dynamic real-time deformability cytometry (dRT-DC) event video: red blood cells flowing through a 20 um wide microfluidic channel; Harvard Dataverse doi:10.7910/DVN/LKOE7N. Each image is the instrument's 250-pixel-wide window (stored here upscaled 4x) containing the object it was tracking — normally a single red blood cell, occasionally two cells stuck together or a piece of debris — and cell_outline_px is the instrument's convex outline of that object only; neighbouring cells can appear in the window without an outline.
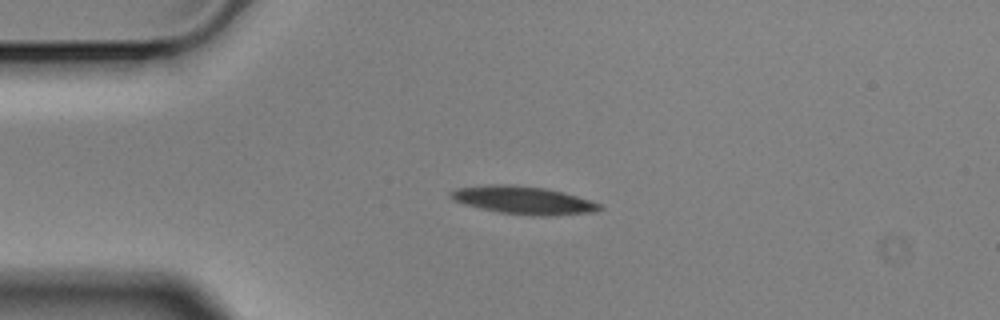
{"species": "Egyptian fruit bat (a non-hibernating species)", "species_latin": "Rousettus aegyptiacus", "temperature_condition": "cold", "stored_images_in_passage": 5, "camera_frame_rate_fps": 3000, "um_per_image_px": 0.085, "animal": {"sex": "male"}, "frame": {"image": 1, "passage_image": 3, "time_ms": 0.667, "image_size_px": [1000, 320], "cell_outline_px": [[604, 208], [596, 212], [548, 216], [532, 216], [500, 212], [480, 208], [464, 204], [448, 196], [456, 188], [488, 184], [512, 184], [544, 188], [564, 192], [604, 204]], "centroid_in_image_um": [44.56, 17.02], "position_along_channel_um": 40.4, "area_um2": 24.39}}
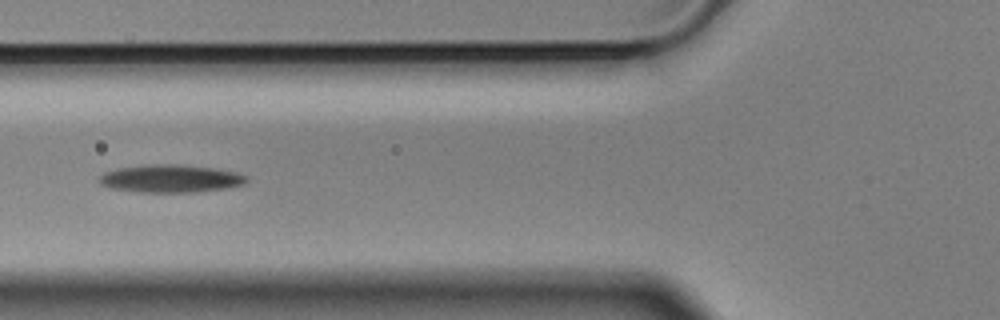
{"frame": {"image": 2, "passage_image": 5, "time_ms": 1.333, "image_size_px": [1000, 320], "cell_outline_px": [[248, 180], [244, 184], [228, 188], [196, 192], [140, 192], [108, 188], [100, 184], [96, 180], [104, 172], [116, 168], [144, 164], [180, 164], [216, 168], [236, 172], [248, 176]], "centroid_in_image_um": [14.48, 15.17], "position_along_channel_um": 111.3, "area_um2": 24.33}}